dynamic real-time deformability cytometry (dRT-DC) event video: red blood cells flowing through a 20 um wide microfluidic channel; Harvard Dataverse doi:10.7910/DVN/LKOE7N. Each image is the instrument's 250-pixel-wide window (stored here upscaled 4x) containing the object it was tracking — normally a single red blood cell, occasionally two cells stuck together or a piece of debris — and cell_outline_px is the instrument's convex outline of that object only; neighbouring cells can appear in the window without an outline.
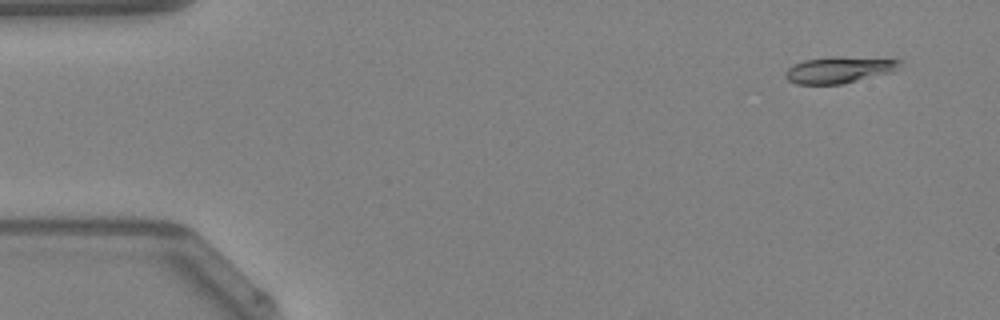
{"species": "Egyptian fruit bat (a non-hibernating species)", "species_latin": "Rousettus aegyptiacus", "temperature_condition": "warm", "stored_images_in_passage": 49, "camera_frame_rate_fps": 3000, "um_per_image_px": 0.085, "animal": {"sex": "female"}, "frame": {"image": 1, "passage_image": 4, "time_ms": 1.0, "image_size_px": [1000, 320], "cell_outline_px": [[900, 64], [892, 72], [840, 84], [796, 84], [788, 80], [784, 76], [784, 72], [788, 68], [804, 60], [832, 56], [836, 56], [900, 60]], "centroid_in_image_um": [71.26, 5.94], "position_along_channel_um": 13.7, "area_um2": 17.34}}
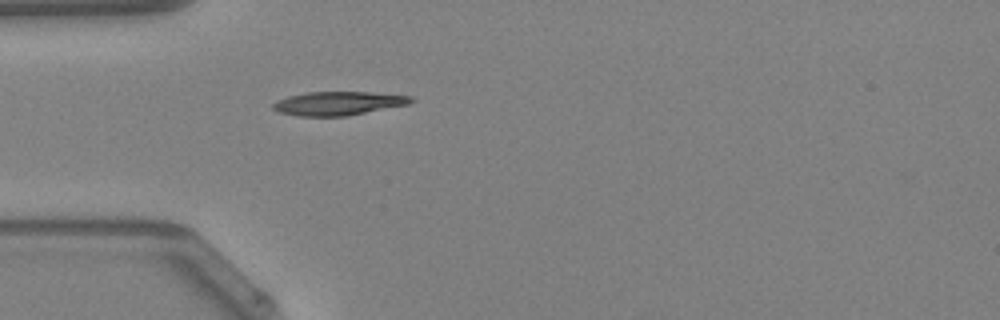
{"frame": {"image": 2, "passage_image": 15, "time_ms": 4.667, "image_size_px": [1000, 320], "cell_outline_px": [[416, 100], [408, 104], [348, 116], [300, 116], [280, 112], [272, 108], [272, 104], [276, 100], [288, 96], [308, 92], [368, 92], [412, 96]], "centroid_in_image_um": [28.76, 8.78], "position_along_channel_um": 56.2, "area_um2": 19.02}}
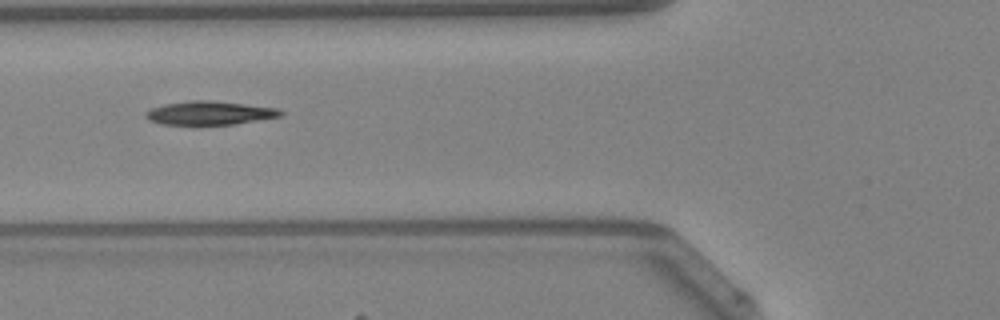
{"frame": {"image": 3, "passage_image": 19, "time_ms": 6.0, "image_size_px": [1000, 320], "cell_outline_px": [[284, 112], [280, 116], [236, 124], [196, 128], [164, 124], [152, 120], [144, 116], [144, 112], [152, 108], [164, 104], [192, 100], [208, 100], [244, 104], [276, 108]], "centroid_in_image_um": [17.76, 9.65], "position_along_channel_um": 108.0, "area_um2": 19.25}, "authors_computed_cell_mechanics": {"area_um2": 18.0336, "velocity_mm_per_s": 4.255, "shape_relaxation_time_tau1_ms": 5.862, "shape_relaxation_time_tau2_ms": null, "deformation_change_tau1": 0.1417, "deformation_change_tau2": null}}